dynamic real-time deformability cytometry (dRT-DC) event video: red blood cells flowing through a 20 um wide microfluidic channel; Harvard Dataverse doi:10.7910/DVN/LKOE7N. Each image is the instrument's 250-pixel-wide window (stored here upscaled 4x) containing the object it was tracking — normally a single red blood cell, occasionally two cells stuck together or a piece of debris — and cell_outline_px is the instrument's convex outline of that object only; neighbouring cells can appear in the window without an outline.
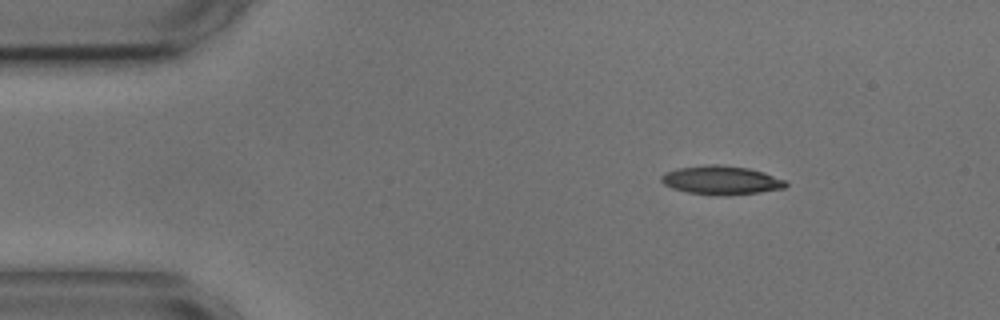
{"species": "common noctule bat (a hibernating species)", "species_latin": "Nyctalus noctula", "temperature_condition": "cold", "stored_images_in_passage": 3, "camera_frame_rate_fps": 3000, "um_per_image_px": 0.085, "animal": {"sex": "male", "body_mass_g": 17.9, "forearm_length_mm": 54.2}, "frame": {"image": 1, "passage_image": 1, "time_ms": 0.0, "image_size_px": [1000, 320], "cell_outline_px": [[788, 184], [784, 188], [760, 192], [728, 196], [724, 196], [688, 192], [672, 188], [664, 184], [660, 180], [660, 176], [664, 172], [676, 168], [708, 164], [720, 164], [748, 168], [764, 172], [784, 180]], "centroid_in_image_um": [61.27, 15.31], "position_along_channel_um": 23.7, "area_um2": 20.98}}